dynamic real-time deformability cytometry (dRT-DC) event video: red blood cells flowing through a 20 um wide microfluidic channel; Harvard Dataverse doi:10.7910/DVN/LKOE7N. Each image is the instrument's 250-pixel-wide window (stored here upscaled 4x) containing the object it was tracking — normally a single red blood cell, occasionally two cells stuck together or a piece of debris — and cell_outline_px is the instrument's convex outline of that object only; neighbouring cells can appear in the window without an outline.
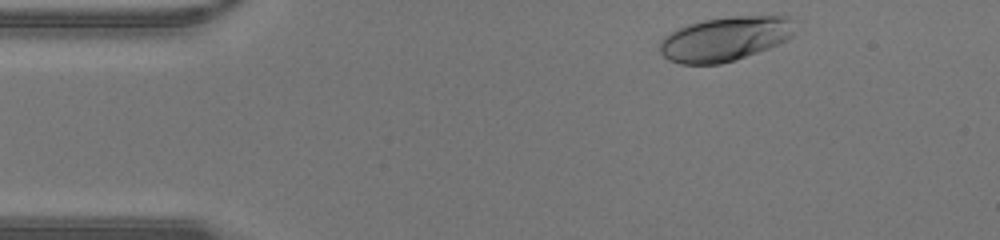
{"species": "human", "species_latin": "Homo sapiens", "temperature_condition": "warm", "stored_images_in_passage": 31, "camera_frame_rate_fps": 3000, "um_per_image_px": 0.085, "donor": {"sex": "male"}, "frame": {"image": 1, "passage_image": 1, "time_ms": 0.0, "image_size_px": [1000, 240], "cell_outline_px": [[800, 20], [796, 32], [792, 36], [768, 48], [720, 64], [680, 64], [668, 60], [660, 52], [660, 40], [664, 36], [688, 24], [704, 20], [732, 16], [788, 16]], "centroid_in_image_um": [61.69, 3.28], "position_along_channel_um": 23.3, "area_um2": 35.03}}
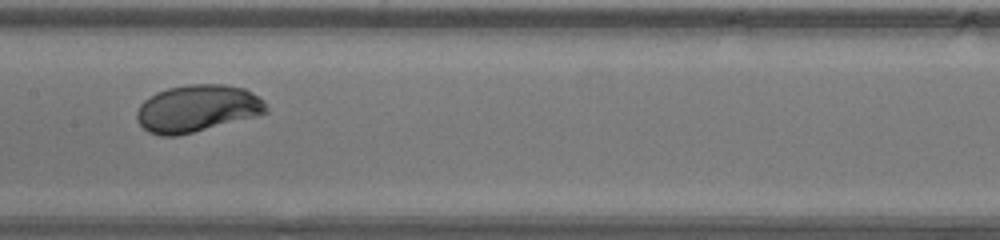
{"frame": {"image": 2, "passage_image": 16, "time_ms": 5.0, "image_size_px": [1000, 240], "cell_outline_px": [[268, 112], [256, 116], [176, 136], [160, 136], [148, 132], [140, 124], [136, 116], [136, 112], [140, 104], [144, 100], [156, 92], [168, 88], [188, 84], [224, 84], [244, 88], [264, 100], [268, 108]], "centroid_in_image_um": [16.75, 9.21], "position_along_channel_um": 190.6, "area_um2": 35.43}}
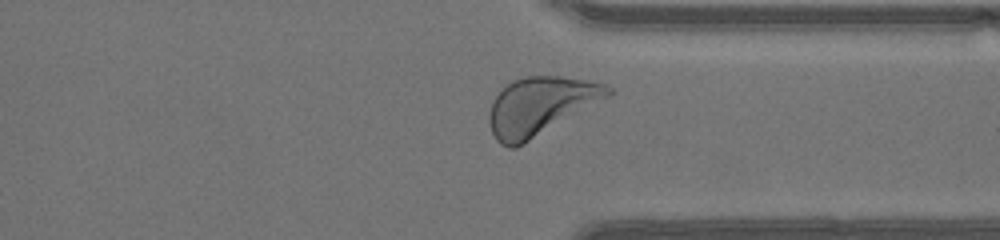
{"frame": {"image": 3, "passage_image": 27, "time_ms": 8.667, "image_size_px": [1000, 240], "cell_outline_px": [[616, 92], [516, 148], [508, 148], [500, 144], [496, 140], [492, 132], [488, 120], [488, 116], [492, 100], [500, 88], [512, 80], [524, 76], [560, 76], [608, 84]], "centroid_in_image_um": [45.89, 9.0], "position_along_channel_um": 365.5, "area_um2": 40.17}}